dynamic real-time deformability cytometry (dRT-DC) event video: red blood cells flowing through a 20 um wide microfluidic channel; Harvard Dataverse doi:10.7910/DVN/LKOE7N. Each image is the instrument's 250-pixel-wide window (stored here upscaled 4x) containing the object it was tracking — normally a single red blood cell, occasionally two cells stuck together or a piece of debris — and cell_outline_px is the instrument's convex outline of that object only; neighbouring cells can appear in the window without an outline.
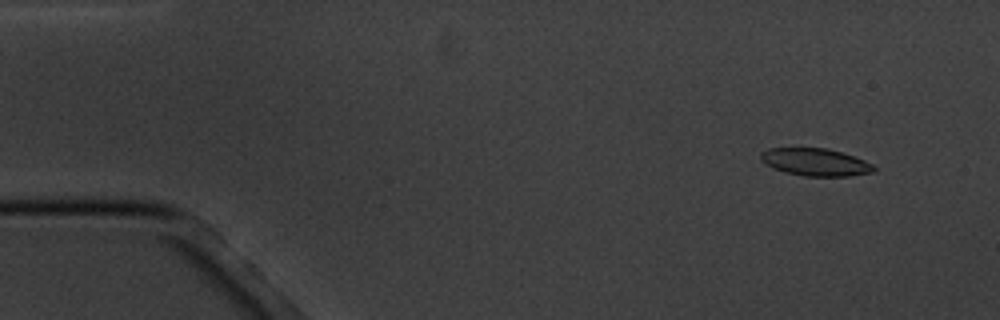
{"species": "common noctule bat (a hibernating species)", "species_latin": "Nyctalus noctula", "temperature_condition": "cold", "stored_images_in_passage": 5, "camera_frame_rate_fps": 3000, "um_per_image_px": 0.085, "animal": {"sex": "male", "body_mass_g": 20.1, "forearm_length_mm": 53.5}, "frame": {"image": 1, "passage_image": 2, "time_ms": 1.333, "image_size_px": [1000, 320], "cell_outline_px": [[876, 172], [848, 176], [804, 176], [784, 172], [772, 168], [760, 160], [760, 152], [768, 148], [828, 148], [864, 160], [872, 164], [876, 168]], "centroid_in_image_um": [69.29, 13.78], "position_along_channel_um": 15.7, "area_um2": 18.21}}
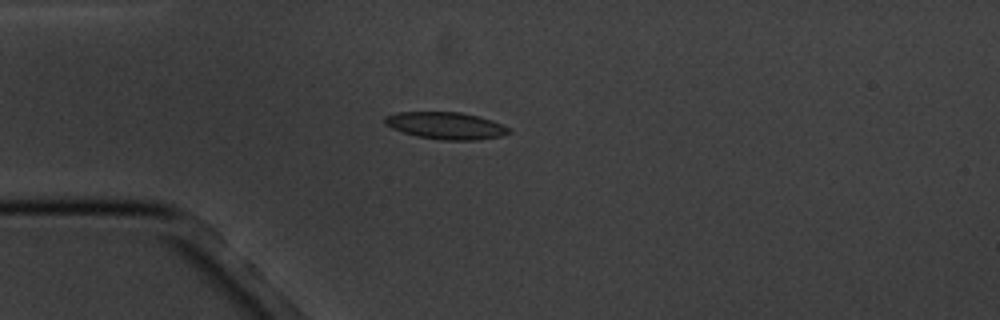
{"frame": {"image": 2, "passage_image": 5, "time_ms": 4.667, "image_size_px": [1000, 320], "cell_outline_px": [[512, 132], [500, 136], [476, 140], [440, 140], [416, 136], [392, 128], [384, 124], [384, 116], [396, 112], [460, 112], [480, 116], [492, 120], [512, 128]], "centroid_in_image_um": [37.92, 10.67], "position_along_channel_um": 47.1, "area_um2": 19.77}}